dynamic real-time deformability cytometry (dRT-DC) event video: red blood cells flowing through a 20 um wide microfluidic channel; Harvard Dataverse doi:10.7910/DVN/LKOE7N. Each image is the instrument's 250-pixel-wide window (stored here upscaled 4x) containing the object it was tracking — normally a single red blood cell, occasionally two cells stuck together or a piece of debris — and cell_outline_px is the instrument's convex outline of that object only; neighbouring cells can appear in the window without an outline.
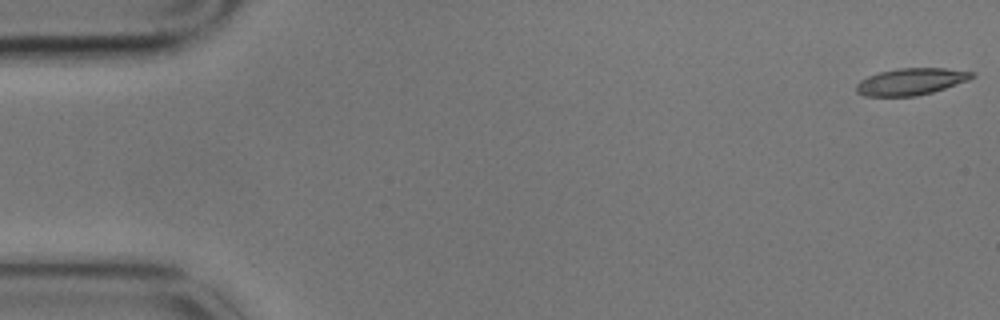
{"species": "common noctule bat (a hibernating species)", "species_latin": "Nyctalus noctula", "temperature_condition": "cold", "stored_images_in_passage": 6, "camera_frame_rate_fps": 3000, "um_per_image_px": 0.085, "animal": {"sex": "male", "body_mass_g": 17.9}, "frame": {"image": 1, "passage_image": 1, "time_ms": 0.0, "image_size_px": [1000, 320], "cell_outline_px": [[976, 76], [968, 80], [932, 92], [916, 96], [864, 96], [856, 92], [856, 84], [860, 80], [868, 76], [880, 72], [896, 68], [944, 68], [976, 72]], "centroid_in_image_um": [77.43, 6.93], "position_along_channel_um": 7.6, "area_um2": 18.09}}